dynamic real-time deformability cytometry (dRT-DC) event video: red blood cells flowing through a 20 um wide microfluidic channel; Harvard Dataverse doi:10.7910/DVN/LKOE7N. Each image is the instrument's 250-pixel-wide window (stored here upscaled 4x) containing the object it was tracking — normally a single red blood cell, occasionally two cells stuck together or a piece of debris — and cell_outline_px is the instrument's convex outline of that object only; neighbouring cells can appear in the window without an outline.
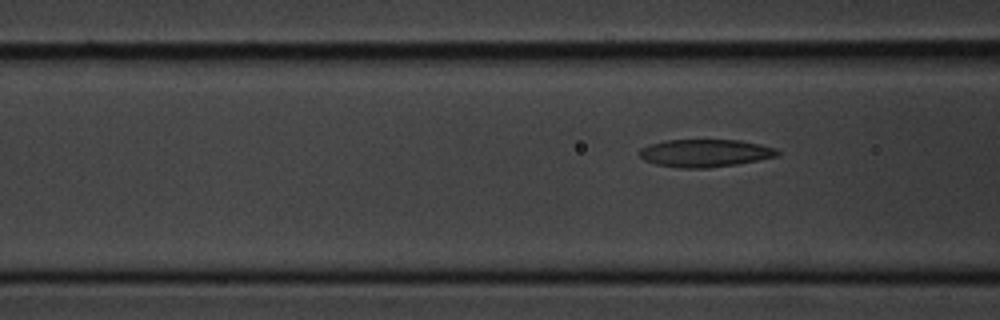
{"species": "common noctule bat (a hibernating species)", "species_latin": "Nyctalus noctula", "temperature_condition": "cold", "stored_images_in_passage": 7, "camera_frame_rate_fps": 3000, "um_per_image_px": 0.085, "animal": {"sex": "male", "body_mass_g": 20.1, "forearm_length_mm": 53.5}, "frame": {"image": 1, "passage_image": 7, "time_ms": 8.0, "image_size_px": [1000, 320], "cell_outline_px": [[780, 156], [736, 164], [708, 168], [680, 168], [656, 164], [644, 160], [636, 152], [640, 148], [648, 144], [664, 140], [740, 140], [760, 144], [776, 148], [780, 152]], "centroid_in_image_um": [59.91, 13.01], "position_along_channel_um": 106.7, "area_um2": 22.48}}